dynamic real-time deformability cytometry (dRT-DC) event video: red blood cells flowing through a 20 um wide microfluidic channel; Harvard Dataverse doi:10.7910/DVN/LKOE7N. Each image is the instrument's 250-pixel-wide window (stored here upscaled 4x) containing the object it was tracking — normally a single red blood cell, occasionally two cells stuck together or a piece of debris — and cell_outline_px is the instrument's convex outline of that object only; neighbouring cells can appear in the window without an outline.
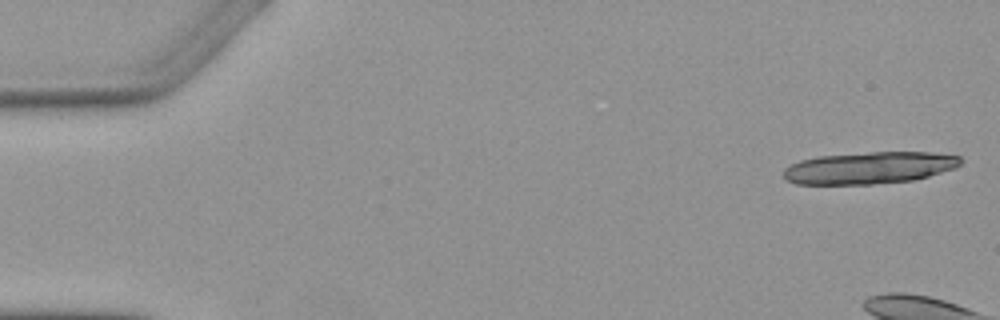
{"species": "Egyptian fruit bat (a non-hibernating species)", "species_latin": "Rousettus aegyptiacus", "temperature_condition": "warm", "stored_images_in_passage": 5, "camera_frame_rate_fps": 3000, "um_per_image_px": 0.085, "animal": {"sex": "female"}, "frame": {"image": 1, "passage_image": 1, "time_ms": 0.0, "image_size_px": [1000, 320], "cell_outline_px": [[964, 160], [956, 168], [928, 176], [912, 180], [872, 184], [796, 184], [788, 180], [784, 176], [784, 168], [800, 160], [816, 156], [868, 152], [932, 152], [960, 156]], "centroid_in_image_um": [73.92, 14.25], "position_along_channel_um": 11.1, "area_um2": 33.06}}